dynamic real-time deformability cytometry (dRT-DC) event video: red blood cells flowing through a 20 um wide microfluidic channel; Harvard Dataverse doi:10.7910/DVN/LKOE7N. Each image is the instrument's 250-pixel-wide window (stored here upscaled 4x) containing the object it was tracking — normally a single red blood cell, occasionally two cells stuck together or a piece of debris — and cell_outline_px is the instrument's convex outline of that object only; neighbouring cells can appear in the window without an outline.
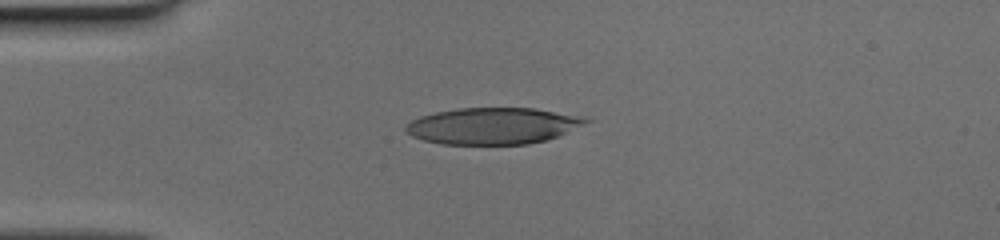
{"species": "human", "species_latin": "Homo sapiens", "temperature_condition": "cold", "stored_images_in_passage": 38, "camera_frame_rate_fps": 3000, "um_per_image_px": 0.085, "donor": {"sex": "female"}, "frame": {"image": 1, "passage_image": 1, "time_ms": 0.0, "image_size_px": [1000, 240], "cell_outline_px": [[592, 120], [556, 136], [544, 140], [528, 144], [440, 144], [424, 140], [412, 136], [404, 128], [412, 120], [420, 116], [436, 112], [456, 108], [536, 108]], "centroid_in_image_um": [41.81, 10.7], "position_along_channel_um": 43.2, "area_um2": 37.63}}
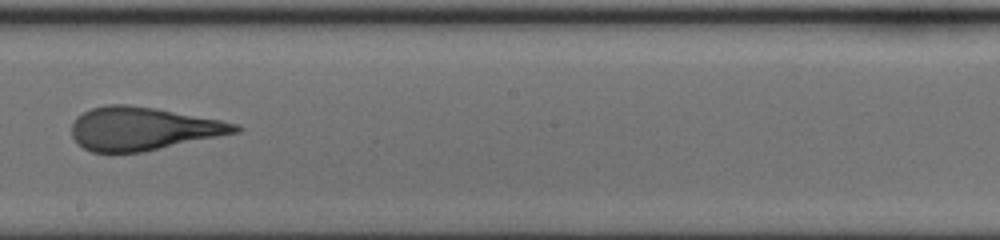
{"frame": {"image": 2, "passage_image": 17, "time_ms": 5.333, "image_size_px": [1000, 240], "cell_outline_px": [[244, 128], [240, 132], [144, 152], [92, 152], [84, 148], [72, 136], [72, 124], [76, 116], [92, 108], [108, 104], [128, 104], [156, 108], [220, 120], [240, 124]], "centroid_in_image_um": [12.18, 10.93], "position_along_channel_um": 236.0, "area_um2": 41.21}}
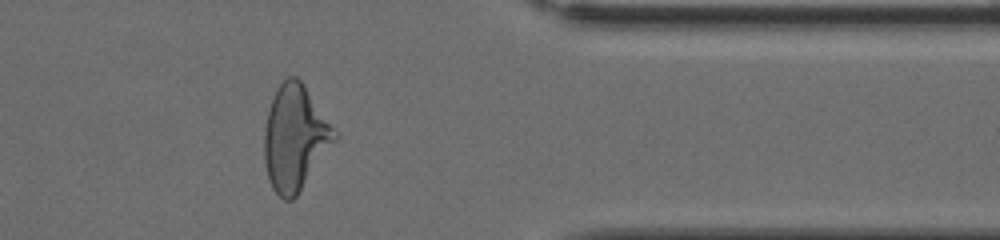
{"frame": {"image": 3, "passage_image": 29, "time_ms": 9.333, "image_size_px": [1000, 240], "cell_outline_px": [[340, 136], [296, 196], [292, 200], [284, 200], [272, 188], [268, 180], [264, 164], [264, 128], [268, 108], [272, 96], [276, 88], [288, 76], [296, 76], [300, 80]], "centroid_in_image_um": [25.05, 11.72], "position_along_channel_um": 386.3, "area_um2": 43.18}}